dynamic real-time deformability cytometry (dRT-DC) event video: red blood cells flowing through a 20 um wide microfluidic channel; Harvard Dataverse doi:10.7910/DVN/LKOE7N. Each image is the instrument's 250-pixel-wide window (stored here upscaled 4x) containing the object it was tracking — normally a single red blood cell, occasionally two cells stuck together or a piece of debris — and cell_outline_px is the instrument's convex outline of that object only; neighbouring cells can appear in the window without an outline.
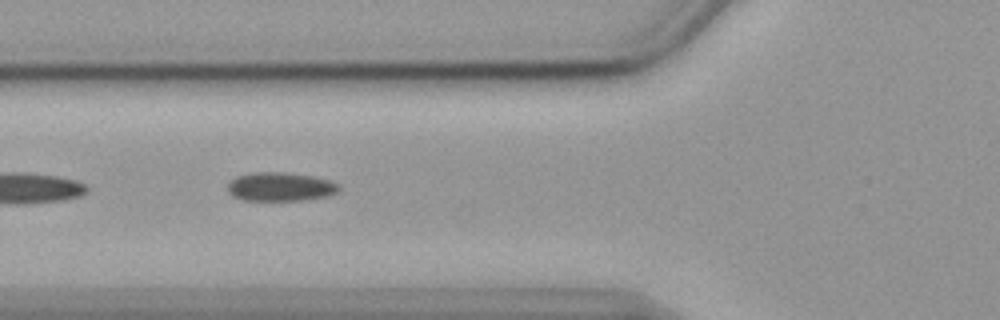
{"species": "common noctule bat (a hibernating species)", "species_latin": "Nyctalus noctula", "temperature_condition": "cold", "stored_images_in_passage": 11, "camera_frame_rate_fps": 3000, "um_per_image_px": 0.085, "animal": {"sex": "female", "body_mass_g": 19.9}, "frame": {"image": 1, "passage_image": 5, "time_ms": 1.333, "image_size_px": [1000, 320], "cell_outline_px": [[340, 188], [336, 192], [328, 196], [304, 200], [244, 200], [232, 196], [228, 192], [228, 180], [236, 176], [252, 172], [284, 172], [312, 176], [332, 180], [340, 184]], "centroid_in_image_um": [23.82, 15.86], "position_along_channel_um": 102.0, "area_um2": 18.9}}